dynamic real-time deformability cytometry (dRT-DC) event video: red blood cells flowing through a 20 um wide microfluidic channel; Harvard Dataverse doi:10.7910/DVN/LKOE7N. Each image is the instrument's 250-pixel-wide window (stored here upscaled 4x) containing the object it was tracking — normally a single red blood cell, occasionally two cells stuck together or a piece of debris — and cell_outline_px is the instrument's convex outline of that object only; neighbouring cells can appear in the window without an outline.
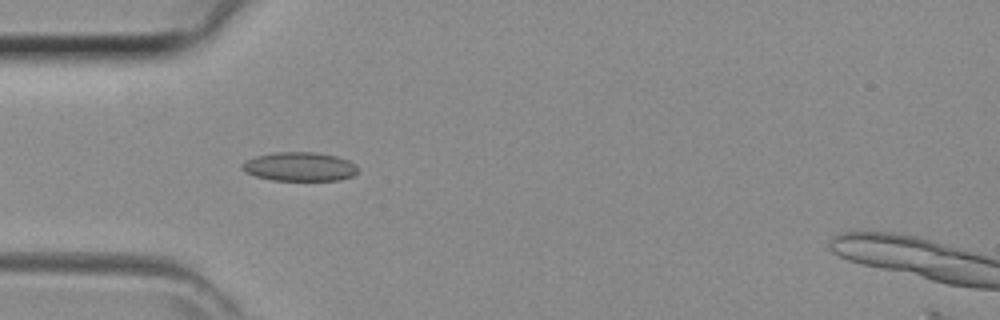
{"species": "common noctule bat (a hibernating species)", "species_latin": "Nyctalus noctula", "temperature_condition": "room temperature", "stored_images_in_passage": 31, "camera_frame_rate_fps": 3000, "um_per_image_px": 0.085, "animal": {"sex": "female", "body_mass_g": 29.2, "forearm_length_mm": 56.3}, "frame": {"image": 1, "passage_image": 6, "time_ms": 1.667, "image_size_px": [1000, 320], "cell_outline_px": [[356, 172], [352, 176], [340, 180], [272, 180], [256, 176], [244, 172], [240, 168], [240, 164], [244, 160], [256, 156], [276, 152], [316, 152], [336, 156], [348, 160], [356, 164]], "centroid_in_image_um": [25.42, 14.16], "position_along_channel_um": 59.6, "area_um2": 19.59}}
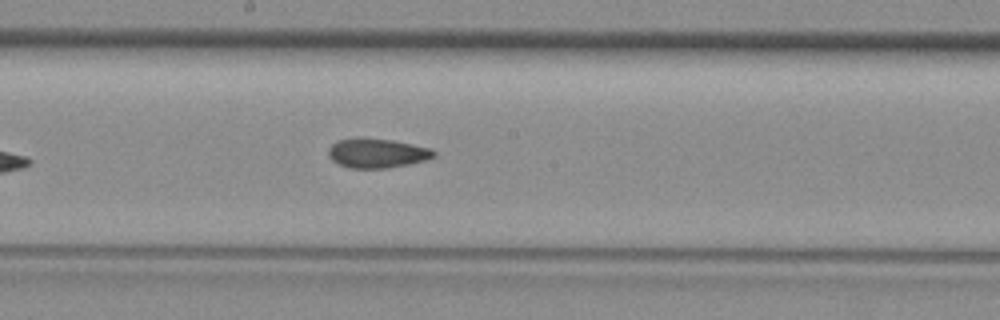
{"frame": {"image": 2, "passage_image": 16, "time_ms": 5.0, "image_size_px": [1000, 320], "cell_outline_px": [[436, 156], [428, 160], [388, 168], [348, 168], [332, 160], [328, 156], [328, 148], [336, 140], [360, 136], [392, 140], [432, 148], [436, 152]], "centroid_in_image_um": [32.05, 13.0], "position_along_channel_um": 216.2, "area_um2": 18.5}}
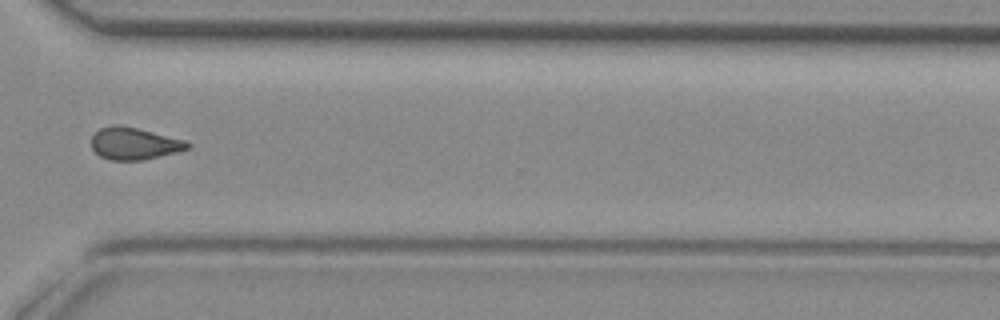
{"frame": {"image": 3, "passage_image": 25, "time_ms": 8.0, "image_size_px": [1000, 320], "cell_outline_px": [[192, 144], [188, 148], [176, 152], [144, 160], [108, 160], [100, 156], [92, 148], [92, 136], [100, 128], [120, 124], [184, 140]], "centroid_in_image_um": [11.39, 12.21], "position_along_channel_um": 359.2, "area_um2": 17.74}}